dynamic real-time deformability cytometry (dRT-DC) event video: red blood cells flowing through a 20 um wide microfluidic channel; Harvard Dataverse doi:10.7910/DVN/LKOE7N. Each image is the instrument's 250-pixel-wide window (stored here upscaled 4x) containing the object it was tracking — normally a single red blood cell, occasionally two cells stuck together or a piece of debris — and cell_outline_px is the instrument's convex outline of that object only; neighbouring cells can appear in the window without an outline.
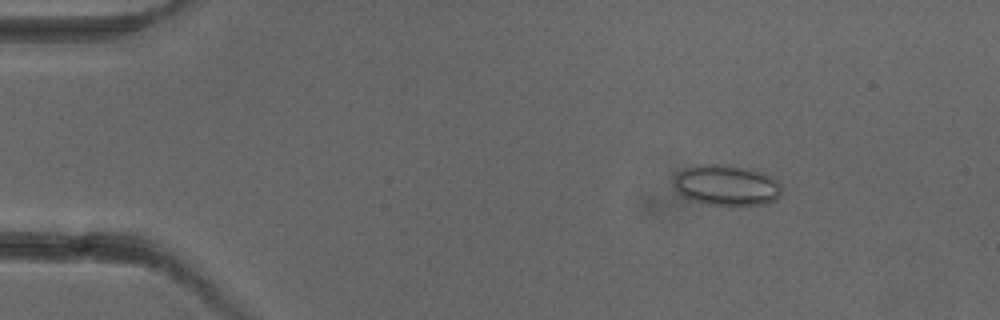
{"species": "common noctule bat (a hibernating species)", "species_latin": "Nyctalus noctula", "temperature_condition": "cold", "stored_images_in_passage": 4, "camera_frame_rate_fps": 3000, "um_per_image_px": 0.085, "animal": {"sex": "female"}, "frame": {"image": 1, "passage_image": 1, "time_ms": 0.0, "image_size_px": [1000, 320], "cell_outline_px": [[780, 196], [776, 200], [768, 204], [732, 208], [708, 204], [692, 200], [676, 192], [676, 172], [684, 168], [708, 164], [716, 164], [744, 168], [760, 172], [772, 176], [780, 184]], "centroid_in_image_um": [61.79, 15.8], "position_along_channel_um": 23.2, "area_um2": 25.89}}